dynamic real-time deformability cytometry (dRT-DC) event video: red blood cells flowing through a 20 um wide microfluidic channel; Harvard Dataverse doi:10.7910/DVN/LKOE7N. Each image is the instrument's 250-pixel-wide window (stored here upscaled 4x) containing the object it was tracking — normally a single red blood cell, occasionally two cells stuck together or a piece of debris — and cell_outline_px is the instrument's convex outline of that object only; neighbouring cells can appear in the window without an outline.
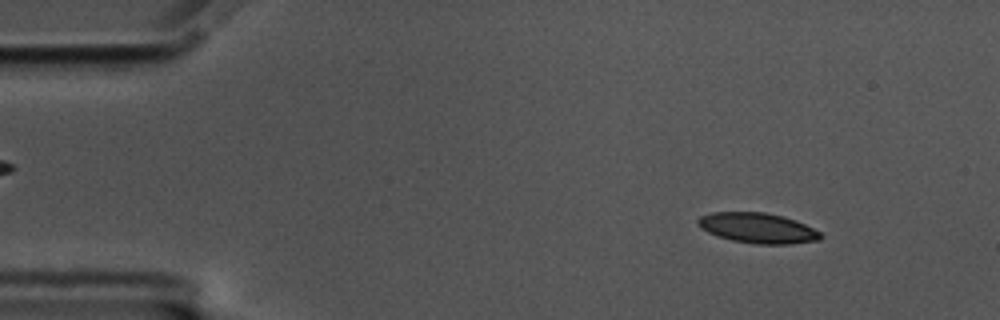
{"species": "common noctule bat (a hibernating species)", "species_latin": "Nyctalus noctula", "temperature_condition": "cold", "stored_images_in_passage": 57, "camera_frame_rate_fps": 3000, "um_per_image_px": 0.085, "animal": {"sex": "male", "body_mass_g": 17.5, "forearm_length_mm": 52.3}, "frame": {"image": 1, "passage_image": 6, "time_ms": 1.667, "image_size_px": [1000, 320], "cell_outline_px": [[824, 236], [820, 240], [792, 244], [756, 244], [732, 240], [708, 232], [700, 228], [696, 224], [696, 220], [700, 216], [712, 212], [764, 212], [784, 216], [796, 220], [820, 232]], "centroid_in_image_um": [64.41, 19.38], "position_along_channel_um": 20.6, "area_um2": 21.73}}
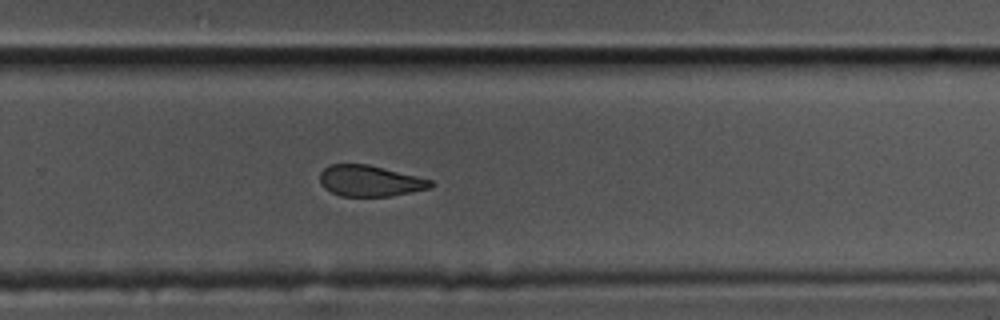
{"frame": {"image": 2, "passage_image": 37, "time_ms": 12.0, "image_size_px": [1000, 320], "cell_outline_px": [[436, 184], [432, 188], [392, 196], [340, 196], [324, 188], [320, 184], [320, 172], [324, 168], [332, 164], [368, 164], [432, 180]], "centroid_in_image_um": [31.46, 15.38], "position_along_channel_um": 298.3, "area_um2": 20.11}}
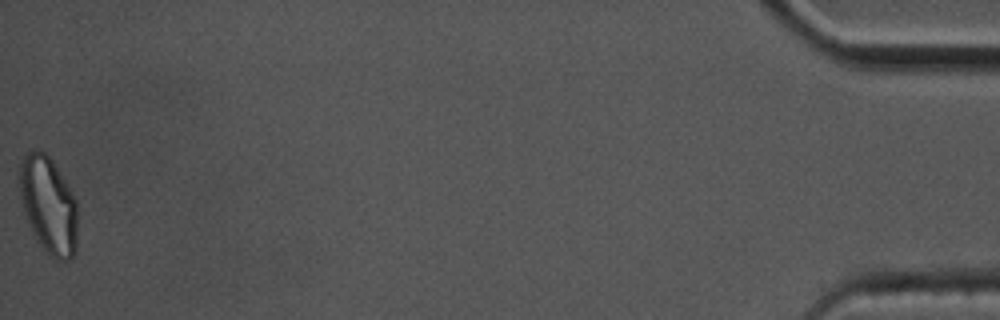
{"frame": {"image": 3, "passage_image": 57, "time_ms": 18.667, "image_size_px": [1000, 320], "cell_outline_px": [[76, 248], [72, 256], [68, 260], [52, 260], [36, 240], [28, 224], [24, 212], [20, 196], [20, 164], [24, 156], [32, 148], [40, 148], [52, 160], [72, 192], [76, 200]], "centroid_in_image_um": [4.1, 17.44], "position_along_channel_um": 431.1, "area_um2": 32.89}, "authors_computed_cell_mechanics": {"area_um2": 22.3108, "velocity_mm_per_s": 3.4761, "shape_relaxation_time_tau1_ms": 6.971, "shape_relaxation_time_tau2_ms": 3.8215, "deformation_change_tau1": 0.1483, "deformation_change_tau2": 0.0975}}